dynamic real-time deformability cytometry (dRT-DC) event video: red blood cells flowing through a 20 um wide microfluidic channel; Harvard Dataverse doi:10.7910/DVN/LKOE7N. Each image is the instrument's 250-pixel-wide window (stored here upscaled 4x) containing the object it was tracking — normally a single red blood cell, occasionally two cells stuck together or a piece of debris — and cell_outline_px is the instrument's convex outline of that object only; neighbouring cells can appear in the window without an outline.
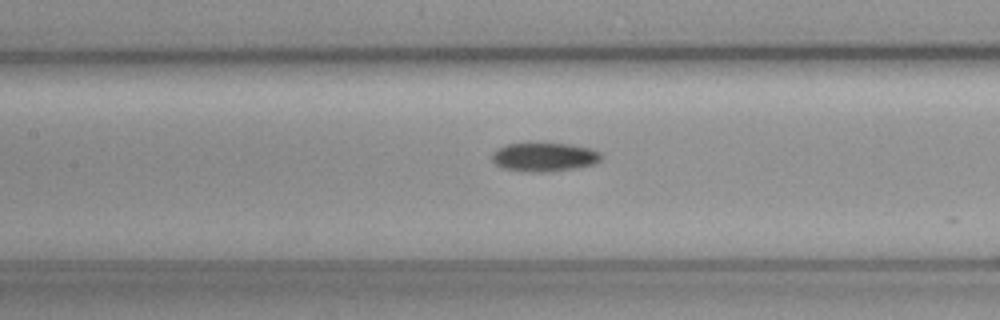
{"species": "common noctule bat (a hibernating species)", "species_latin": "Nyctalus noctula", "temperature_condition": "cold", "stored_images_in_passage": 12, "camera_frame_rate_fps": 3000, "um_per_image_px": 0.085, "animal": {"sex": "female", "body_mass_g": 19.3, "forearm_length_mm": 54.1}, "frame": {"image": 1, "passage_image": 11, "time_ms": 3.333, "image_size_px": [1000, 320], "cell_outline_px": [[600, 160], [592, 164], [552, 172], [532, 172], [504, 168], [496, 164], [492, 160], [492, 152], [508, 144], [528, 140], [572, 144], [592, 148], [600, 152]], "centroid_in_image_um": [46.24, 13.29], "position_along_channel_um": 161.2, "area_um2": 18.9}}